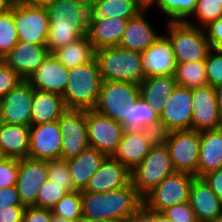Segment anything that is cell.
<instances>
[{"mask_svg":"<svg viewBox=\"0 0 222 222\" xmlns=\"http://www.w3.org/2000/svg\"><path fill=\"white\" fill-rule=\"evenodd\" d=\"M50 28L49 53L75 42L88 32V0H54L46 6Z\"/></svg>","mask_w":222,"mask_h":222,"instance_id":"1","label":"cell"},{"mask_svg":"<svg viewBox=\"0 0 222 222\" xmlns=\"http://www.w3.org/2000/svg\"><path fill=\"white\" fill-rule=\"evenodd\" d=\"M82 216L91 220H128L143 207V198L132 182L122 188L105 193L81 190Z\"/></svg>","mask_w":222,"mask_h":222,"instance_id":"2","label":"cell"},{"mask_svg":"<svg viewBox=\"0 0 222 222\" xmlns=\"http://www.w3.org/2000/svg\"><path fill=\"white\" fill-rule=\"evenodd\" d=\"M102 82L96 58L89 63L70 68L67 86L62 95L67 109H94Z\"/></svg>","mask_w":222,"mask_h":222,"instance_id":"3","label":"cell"},{"mask_svg":"<svg viewBox=\"0 0 222 222\" xmlns=\"http://www.w3.org/2000/svg\"><path fill=\"white\" fill-rule=\"evenodd\" d=\"M96 60L103 81L140 84L144 78L142 53L119 46L96 50Z\"/></svg>","mask_w":222,"mask_h":222,"instance_id":"4","label":"cell"},{"mask_svg":"<svg viewBox=\"0 0 222 222\" xmlns=\"http://www.w3.org/2000/svg\"><path fill=\"white\" fill-rule=\"evenodd\" d=\"M165 36L172 43L176 63L206 60L210 50L203 28L184 22H167Z\"/></svg>","mask_w":222,"mask_h":222,"instance_id":"5","label":"cell"},{"mask_svg":"<svg viewBox=\"0 0 222 222\" xmlns=\"http://www.w3.org/2000/svg\"><path fill=\"white\" fill-rule=\"evenodd\" d=\"M174 172L168 147L159 138L144 160L131 170V182L138 194L144 198Z\"/></svg>","mask_w":222,"mask_h":222,"instance_id":"6","label":"cell"},{"mask_svg":"<svg viewBox=\"0 0 222 222\" xmlns=\"http://www.w3.org/2000/svg\"><path fill=\"white\" fill-rule=\"evenodd\" d=\"M160 139L168 147L174 170L198 177L200 131H172L160 135Z\"/></svg>","mask_w":222,"mask_h":222,"instance_id":"7","label":"cell"},{"mask_svg":"<svg viewBox=\"0 0 222 222\" xmlns=\"http://www.w3.org/2000/svg\"><path fill=\"white\" fill-rule=\"evenodd\" d=\"M195 175L175 171L159 183L143 198L146 210L160 211L189 201L190 189Z\"/></svg>","mask_w":222,"mask_h":222,"instance_id":"8","label":"cell"},{"mask_svg":"<svg viewBox=\"0 0 222 222\" xmlns=\"http://www.w3.org/2000/svg\"><path fill=\"white\" fill-rule=\"evenodd\" d=\"M140 97V86L122 81H103L94 108L116 122L125 120L126 103H134Z\"/></svg>","mask_w":222,"mask_h":222,"instance_id":"9","label":"cell"},{"mask_svg":"<svg viewBox=\"0 0 222 222\" xmlns=\"http://www.w3.org/2000/svg\"><path fill=\"white\" fill-rule=\"evenodd\" d=\"M13 16L18 32V41L34 45H46L50 28L46 7L23 3L13 5Z\"/></svg>","mask_w":222,"mask_h":222,"instance_id":"10","label":"cell"},{"mask_svg":"<svg viewBox=\"0 0 222 222\" xmlns=\"http://www.w3.org/2000/svg\"><path fill=\"white\" fill-rule=\"evenodd\" d=\"M86 127L89 146L112 156L121 142L124 127L94 109L86 110Z\"/></svg>","mask_w":222,"mask_h":222,"instance_id":"11","label":"cell"},{"mask_svg":"<svg viewBox=\"0 0 222 222\" xmlns=\"http://www.w3.org/2000/svg\"><path fill=\"white\" fill-rule=\"evenodd\" d=\"M192 89L176 86L160 111V135L192 130Z\"/></svg>","mask_w":222,"mask_h":222,"instance_id":"12","label":"cell"},{"mask_svg":"<svg viewBox=\"0 0 222 222\" xmlns=\"http://www.w3.org/2000/svg\"><path fill=\"white\" fill-rule=\"evenodd\" d=\"M62 138L61 159L69 160L89 147L86 110L67 109L58 119Z\"/></svg>","mask_w":222,"mask_h":222,"instance_id":"13","label":"cell"},{"mask_svg":"<svg viewBox=\"0 0 222 222\" xmlns=\"http://www.w3.org/2000/svg\"><path fill=\"white\" fill-rule=\"evenodd\" d=\"M34 88L27 81H21L0 99V122L31 126V111Z\"/></svg>","mask_w":222,"mask_h":222,"instance_id":"14","label":"cell"},{"mask_svg":"<svg viewBox=\"0 0 222 222\" xmlns=\"http://www.w3.org/2000/svg\"><path fill=\"white\" fill-rule=\"evenodd\" d=\"M160 135L147 129H126L112 157L124 164L130 171L140 164Z\"/></svg>","mask_w":222,"mask_h":222,"instance_id":"15","label":"cell"},{"mask_svg":"<svg viewBox=\"0 0 222 222\" xmlns=\"http://www.w3.org/2000/svg\"><path fill=\"white\" fill-rule=\"evenodd\" d=\"M192 130L203 131L222 128V114L215 88L207 85L192 89Z\"/></svg>","mask_w":222,"mask_h":222,"instance_id":"16","label":"cell"},{"mask_svg":"<svg viewBox=\"0 0 222 222\" xmlns=\"http://www.w3.org/2000/svg\"><path fill=\"white\" fill-rule=\"evenodd\" d=\"M48 179V161L26 157L19 160L17 189L24 207L36 206L41 185Z\"/></svg>","mask_w":222,"mask_h":222,"instance_id":"17","label":"cell"},{"mask_svg":"<svg viewBox=\"0 0 222 222\" xmlns=\"http://www.w3.org/2000/svg\"><path fill=\"white\" fill-rule=\"evenodd\" d=\"M62 138L58 120L31 125L28 157L46 161L61 159Z\"/></svg>","mask_w":222,"mask_h":222,"instance_id":"18","label":"cell"},{"mask_svg":"<svg viewBox=\"0 0 222 222\" xmlns=\"http://www.w3.org/2000/svg\"><path fill=\"white\" fill-rule=\"evenodd\" d=\"M48 55L47 45H34L18 41L1 60L20 75L23 80H27Z\"/></svg>","mask_w":222,"mask_h":222,"instance_id":"19","label":"cell"},{"mask_svg":"<svg viewBox=\"0 0 222 222\" xmlns=\"http://www.w3.org/2000/svg\"><path fill=\"white\" fill-rule=\"evenodd\" d=\"M131 182V171L112 156L102 162L83 191L105 193L122 188Z\"/></svg>","mask_w":222,"mask_h":222,"instance_id":"20","label":"cell"},{"mask_svg":"<svg viewBox=\"0 0 222 222\" xmlns=\"http://www.w3.org/2000/svg\"><path fill=\"white\" fill-rule=\"evenodd\" d=\"M68 75L69 69L58 61L52 53H49L27 81L36 90L63 95L67 86Z\"/></svg>","mask_w":222,"mask_h":222,"instance_id":"21","label":"cell"},{"mask_svg":"<svg viewBox=\"0 0 222 222\" xmlns=\"http://www.w3.org/2000/svg\"><path fill=\"white\" fill-rule=\"evenodd\" d=\"M148 11L149 9H143L127 21L119 47L143 53L161 37L162 34L155 31L147 19L146 12Z\"/></svg>","mask_w":222,"mask_h":222,"instance_id":"22","label":"cell"},{"mask_svg":"<svg viewBox=\"0 0 222 222\" xmlns=\"http://www.w3.org/2000/svg\"><path fill=\"white\" fill-rule=\"evenodd\" d=\"M175 66L172 43L164 34L142 53L145 77L174 75Z\"/></svg>","mask_w":222,"mask_h":222,"instance_id":"23","label":"cell"},{"mask_svg":"<svg viewBox=\"0 0 222 222\" xmlns=\"http://www.w3.org/2000/svg\"><path fill=\"white\" fill-rule=\"evenodd\" d=\"M189 201L199 222H214L222 214V200L203 178L193 180Z\"/></svg>","mask_w":222,"mask_h":222,"instance_id":"24","label":"cell"},{"mask_svg":"<svg viewBox=\"0 0 222 222\" xmlns=\"http://www.w3.org/2000/svg\"><path fill=\"white\" fill-rule=\"evenodd\" d=\"M127 21L118 17L88 19L87 36L96 50L119 46Z\"/></svg>","mask_w":222,"mask_h":222,"instance_id":"25","label":"cell"},{"mask_svg":"<svg viewBox=\"0 0 222 222\" xmlns=\"http://www.w3.org/2000/svg\"><path fill=\"white\" fill-rule=\"evenodd\" d=\"M107 156L96 148L88 147L78 156L67 160L71 181L76 190H84Z\"/></svg>","mask_w":222,"mask_h":222,"instance_id":"26","label":"cell"},{"mask_svg":"<svg viewBox=\"0 0 222 222\" xmlns=\"http://www.w3.org/2000/svg\"><path fill=\"white\" fill-rule=\"evenodd\" d=\"M30 148V127L0 122V154L2 157L24 159Z\"/></svg>","mask_w":222,"mask_h":222,"instance_id":"27","label":"cell"},{"mask_svg":"<svg viewBox=\"0 0 222 222\" xmlns=\"http://www.w3.org/2000/svg\"><path fill=\"white\" fill-rule=\"evenodd\" d=\"M222 168V128L200 131L198 177Z\"/></svg>","mask_w":222,"mask_h":222,"instance_id":"28","label":"cell"},{"mask_svg":"<svg viewBox=\"0 0 222 222\" xmlns=\"http://www.w3.org/2000/svg\"><path fill=\"white\" fill-rule=\"evenodd\" d=\"M66 110L62 95L34 89L31 125L56 121Z\"/></svg>","mask_w":222,"mask_h":222,"instance_id":"29","label":"cell"},{"mask_svg":"<svg viewBox=\"0 0 222 222\" xmlns=\"http://www.w3.org/2000/svg\"><path fill=\"white\" fill-rule=\"evenodd\" d=\"M124 129H147L160 135V113L153 109L143 98L134 103H126Z\"/></svg>","mask_w":222,"mask_h":222,"instance_id":"30","label":"cell"},{"mask_svg":"<svg viewBox=\"0 0 222 222\" xmlns=\"http://www.w3.org/2000/svg\"><path fill=\"white\" fill-rule=\"evenodd\" d=\"M144 8L135 0H88L89 19L135 17Z\"/></svg>","mask_w":222,"mask_h":222,"instance_id":"31","label":"cell"},{"mask_svg":"<svg viewBox=\"0 0 222 222\" xmlns=\"http://www.w3.org/2000/svg\"><path fill=\"white\" fill-rule=\"evenodd\" d=\"M139 86L140 97L160 113L177 84L173 75H160L145 77Z\"/></svg>","mask_w":222,"mask_h":222,"instance_id":"32","label":"cell"},{"mask_svg":"<svg viewBox=\"0 0 222 222\" xmlns=\"http://www.w3.org/2000/svg\"><path fill=\"white\" fill-rule=\"evenodd\" d=\"M52 54L70 69L93 61L96 58V49L86 35L65 47L54 50Z\"/></svg>","mask_w":222,"mask_h":222,"instance_id":"33","label":"cell"},{"mask_svg":"<svg viewBox=\"0 0 222 222\" xmlns=\"http://www.w3.org/2000/svg\"><path fill=\"white\" fill-rule=\"evenodd\" d=\"M173 76L177 86L193 89L208 85L205 60L176 63Z\"/></svg>","mask_w":222,"mask_h":222,"instance_id":"34","label":"cell"},{"mask_svg":"<svg viewBox=\"0 0 222 222\" xmlns=\"http://www.w3.org/2000/svg\"><path fill=\"white\" fill-rule=\"evenodd\" d=\"M153 5L168 17L166 22H184L195 12L197 0H156Z\"/></svg>","mask_w":222,"mask_h":222,"instance_id":"35","label":"cell"},{"mask_svg":"<svg viewBox=\"0 0 222 222\" xmlns=\"http://www.w3.org/2000/svg\"><path fill=\"white\" fill-rule=\"evenodd\" d=\"M81 191L64 195L51 209L52 214L68 220L78 221L82 217Z\"/></svg>","mask_w":222,"mask_h":222,"instance_id":"36","label":"cell"},{"mask_svg":"<svg viewBox=\"0 0 222 222\" xmlns=\"http://www.w3.org/2000/svg\"><path fill=\"white\" fill-rule=\"evenodd\" d=\"M191 17H195L198 24L191 19H188L187 23L204 29L211 22L222 17V4L216 0H197L195 12Z\"/></svg>","mask_w":222,"mask_h":222,"instance_id":"37","label":"cell"},{"mask_svg":"<svg viewBox=\"0 0 222 222\" xmlns=\"http://www.w3.org/2000/svg\"><path fill=\"white\" fill-rule=\"evenodd\" d=\"M18 42V32L14 22L13 7L0 15V59L10 52Z\"/></svg>","mask_w":222,"mask_h":222,"instance_id":"38","label":"cell"},{"mask_svg":"<svg viewBox=\"0 0 222 222\" xmlns=\"http://www.w3.org/2000/svg\"><path fill=\"white\" fill-rule=\"evenodd\" d=\"M71 191L65 186V184L53 183L47 179L38 192L36 198V207L52 209L55 204L67 193Z\"/></svg>","mask_w":222,"mask_h":222,"instance_id":"39","label":"cell"},{"mask_svg":"<svg viewBox=\"0 0 222 222\" xmlns=\"http://www.w3.org/2000/svg\"><path fill=\"white\" fill-rule=\"evenodd\" d=\"M208 85L217 87L222 84V51L212 48L205 60Z\"/></svg>","mask_w":222,"mask_h":222,"instance_id":"40","label":"cell"},{"mask_svg":"<svg viewBox=\"0 0 222 222\" xmlns=\"http://www.w3.org/2000/svg\"><path fill=\"white\" fill-rule=\"evenodd\" d=\"M48 179L53 183L65 184V186L71 191L76 189L73 187L71 181V175L69 172V167L67 160L64 159H54L48 161Z\"/></svg>","mask_w":222,"mask_h":222,"instance_id":"41","label":"cell"},{"mask_svg":"<svg viewBox=\"0 0 222 222\" xmlns=\"http://www.w3.org/2000/svg\"><path fill=\"white\" fill-rule=\"evenodd\" d=\"M19 159L2 157L0 159V189L17 184Z\"/></svg>","mask_w":222,"mask_h":222,"instance_id":"42","label":"cell"},{"mask_svg":"<svg viewBox=\"0 0 222 222\" xmlns=\"http://www.w3.org/2000/svg\"><path fill=\"white\" fill-rule=\"evenodd\" d=\"M162 213L173 222H199L190 201L168 207Z\"/></svg>","mask_w":222,"mask_h":222,"instance_id":"43","label":"cell"},{"mask_svg":"<svg viewBox=\"0 0 222 222\" xmlns=\"http://www.w3.org/2000/svg\"><path fill=\"white\" fill-rule=\"evenodd\" d=\"M23 79L0 59V99L14 89Z\"/></svg>","mask_w":222,"mask_h":222,"instance_id":"44","label":"cell"},{"mask_svg":"<svg viewBox=\"0 0 222 222\" xmlns=\"http://www.w3.org/2000/svg\"><path fill=\"white\" fill-rule=\"evenodd\" d=\"M52 211L47 208L36 206L25 207L23 222H51Z\"/></svg>","mask_w":222,"mask_h":222,"instance_id":"45","label":"cell"},{"mask_svg":"<svg viewBox=\"0 0 222 222\" xmlns=\"http://www.w3.org/2000/svg\"><path fill=\"white\" fill-rule=\"evenodd\" d=\"M211 47L222 51V17L204 28Z\"/></svg>","mask_w":222,"mask_h":222,"instance_id":"46","label":"cell"},{"mask_svg":"<svg viewBox=\"0 0 222 222\" xmlns=\"http://www.w3.org/2000/svg\"><path fill=\"white\" fill-rule=\"evenodd\" d=\"M9 206H23L16 185L0 189V211Z\"/></svg>","mask_w":222,"mask_h":222,"instance_id":"47","label":"cell"},{"mask_svg":"<svg viewBox=\"0 0 222 222\" xmlns=\"http://www.w3.org/2000/svg\"><path fill=\"white\" fill-rule=\"evenodd\" d=\"M214 194L222 200V168L207 173L202 177Z\"/></svg>","mask_w":222,"mask_h":222,"instance_id":"48","label":"cell"},{"mask_svg":"<svg viewBox=\"0 0 222 222\" xmlns=\"http://www.w3.org/2000/svg\"><path fill=\"white\" fill-rule=\"evenodd\" d=\"M24 206H9L0 211V222H23Z\"/></svg>","mask_w":222,"mask_h":222,"instance_id":"49","label":"cell"},{"mask_svg":"<svg viewBox=\"0 0 222 222\" xmlns=\"http://www.w3.org/2000/svg\"><path fill=\"white\" fill-rule=\"evenodd\" d=\"M142 210L152 219V222H173L160 211L146 210L144 207Z\"/></svg>","mask_w":222,"mask_h":222,"instance_id":"50","label":"cell"},{"mask_svg":"<svg viewBox=\"0 0 222 222\" xmlns=\"http://www.w3.org/2000/svg\"><path fill=\"white\" fill-rule=\"evenodd\" d=\"M127 222H152V219L141 209L137 214L131 216Z\"/></svg>","mask_w":222,"mask_h":222,"instance_id":"51","label":"cell"},{"mask_svg":"<svg viewBox=\"0 0 222 222\" xmlns=\"http://www.w3.org/2000/svg\"><path fill=\"white\" fill-rule=\"evenodd\" d=\"M52 1L54 0H22V3L30 6L46 7Z\"/></svg>","mask_w":222,"mask_h":222,"instance_id":"52","label":"cell"},{"mask_svg":"<svg viewBox=\"0 0 222 222\" xmlns=\"http://www.w3.org/2000/svg\"><path fill=\"white\" fill-rule=\"evenodd\" d=\"M13 5L11 0H0V15L10 11Z\"/></svg>","mask_w":222,"mask_h":222,"instance_id":"53","label":"cell"},{"mask_svg":"<svg viewBox=\"0 0 222 222\" xmlns=\"http://www.w3.org/2000/svg\"><path fill=\"white\" fill-rule=\"evenodd\" d=\"M77 222H127V220L123 219H98V220H91L89 218H86L82 216Z\"/></svg>","mask_w":222,"mask_h":222,"instance_id":"54","label":"cell"},{"mask_svg":"<svg viewBox=\"0 0 222 222\" xmlns=\"http://www.w3.org/2000/svg\"><path fill=\"white\" fill-rule=\"evenodd\" d=\"M216 99L219 106L220 113L222 114V84L215 87Z\"/></svg>","mask_w":222,"mask_h":222,"instance_id":"55","label":"cell"},{"mask_svg":"<svg viewBox=\"0 0 222 222\" xmlns=\"http://www.w3.org/2000/svg\"><path fill=\"white\" fill-rule=\"evenodd\" d=\"M138 4H140L144 9L152 8L153 4L156 0H135Z\"/></svg>","mask_w":222,"mask_h":222,"instance_id":"56","label":"cell"},{"mask_svg":"<svg viewBox=\"0 0 222 222\" xmlns=\"http://www.w3.org/2000/svg\"><path fill=\"white\" fill-rule=\"evenodd\" d=\"M51 222H77V221L68 220V219H65L63 217L56 216V215L52 214Z\"/></svg>","mask_w":222,"mask_h":222,"instance_id":"57","label":"cell"},{"mask_svg":"<svg viewBox=\"0 0 222 222\" xmlns=\"http://www.w3.org/2000/svg\"><path fill=\"white\" fill-rule=\"evenodd\" d=\"M214 222H222V214Z\"/></svg>","mask_w":222,"mask_h":222,"instance_id":"58","label":"cell"},{"mask_svg":"<svg viewBox=\"0 0 222 222\" xmlns=\"http://www.w3.org/2000/svg\"><path fill=\"white\" fill-rule=\"evenodd\" d=\"M14 4L22 3V0H11Z\"/></svg>","mask_w":222,"mask_h":222,"instance_id":"59","label":"cell"},{"mask_svg":"<svg viewBox=\"0 0 222 222\" xmlns=\"http://www.w3.org/2000/svg\"><path fill=\"white\" fill-rule=\"evenodd\" d=\"M217 2H219L220 4H222V0H216Z\"/></svg>","mask_w":222,"mask_h":222,"instance_id":"60","label":"cell"}]
</instances>
